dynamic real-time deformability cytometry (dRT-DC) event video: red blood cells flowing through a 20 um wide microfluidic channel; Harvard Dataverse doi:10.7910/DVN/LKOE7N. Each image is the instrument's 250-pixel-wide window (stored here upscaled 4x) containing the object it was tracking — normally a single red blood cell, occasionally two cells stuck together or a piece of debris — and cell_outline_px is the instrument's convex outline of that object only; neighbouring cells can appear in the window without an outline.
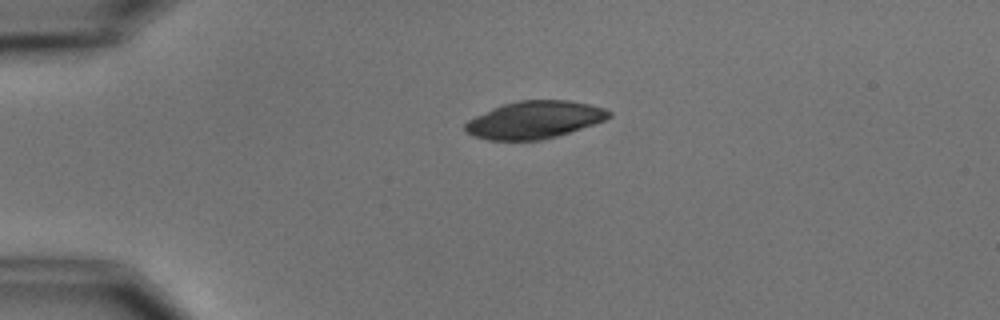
{"species": "common noctule bat (a hibernating species)", "species_latin": "Nyctalus noctula", "temperature_condition": "cold", "stored_images_in_passage": 2, "camera_frame_rate_fps": 3000, "um_per_image_px": 0.085, "animal": {"sex": "male", "body_mass_g": 15.6}, "frame": {"image": 1, "passage_image": 1, "time_ms": 0.0, "image_size_px": [1000, 320], "cell_outline_px": [[612, 116], [604, 120], [556, 136], [540, 140], [488, 140], [472, 136], [464, 132], [464, 124], [468, 120], [492, 108], [504, 104], [520, 100], [568, 100], [588, 104], [604, 108], [612, 112]], "centroid_in_image_um": [45.39, 10.19], "position_along_channel_um": 39.6, "area_um2": 31.15}}